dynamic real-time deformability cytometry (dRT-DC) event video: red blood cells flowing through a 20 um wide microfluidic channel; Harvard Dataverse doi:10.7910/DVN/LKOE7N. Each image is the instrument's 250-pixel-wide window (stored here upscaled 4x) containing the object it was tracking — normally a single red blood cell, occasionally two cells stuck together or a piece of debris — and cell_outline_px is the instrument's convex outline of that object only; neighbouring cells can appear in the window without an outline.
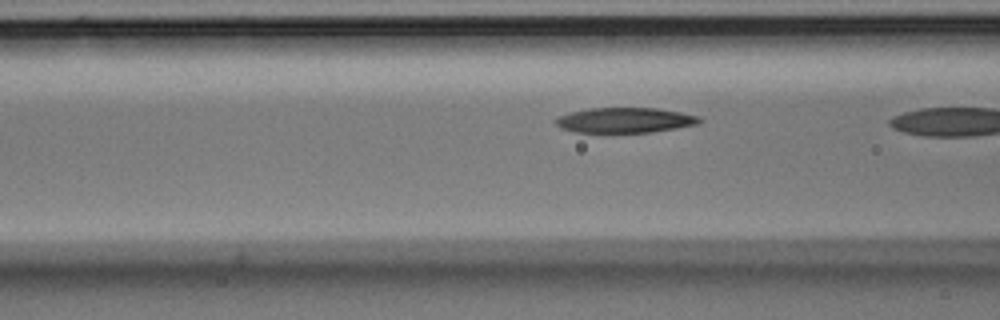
{"species": "Egyptian fruit bat (a non-hibernating species)", "species_latin": "Rousettus aegyptiacus", "temperature_condition": "room temperature", "stored_images_in_passage": 10, "camera_frame_rate_fps": 3000, "um_per_image_px": 0.085, "animal": {"sex": "male"}, "frame": {"image": 1, "passage_image": 9, "time_ms": 2.667, "image_size_px": [1000, 320], "cell_outline_px": [[704, 120], [700, 124], [676, 128], [648, 132], [576, 132], [560, 128], [556, 124], [556, 120], [560, 116], [572, 112], [588, 108], [656, 108], [680, 112], [700, 116]], "centroid_in_image_um": [53.18, 10.21], "position_along_channel_um": 113.4, "area_um2": 20.98}}